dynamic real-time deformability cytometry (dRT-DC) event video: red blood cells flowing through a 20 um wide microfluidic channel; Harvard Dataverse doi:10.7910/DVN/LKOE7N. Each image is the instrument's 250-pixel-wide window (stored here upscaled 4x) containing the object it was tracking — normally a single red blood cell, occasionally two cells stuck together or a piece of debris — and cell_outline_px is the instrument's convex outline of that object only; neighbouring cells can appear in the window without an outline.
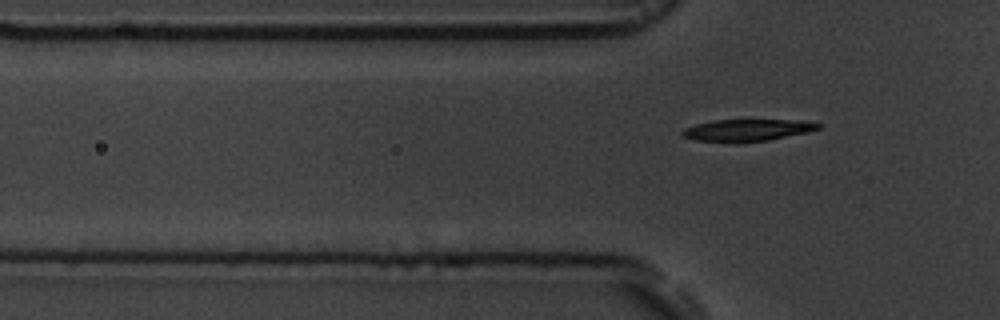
{"species": "common noctule bat (a hibernating species)", "species_latin": "Nyctalus noctula", "temperature_condition": "room temperature", "stored_images_in_passage": 7, "camera_frame_rate_fps": 3000, "um_per_image_px": 0.085, "animal": {"sex": "male", "body_mass_g": 19.5, "forearm_length_mm": 54.6}, "frame": {"image": 1, "passage_image": 7, "time_ms": 7.667, "image_size_px": [1000, 320], "cell_outline_px": [[820, 128], [808, 132], [768, 140], [696, 140], [684, 136], [680, 132], [684, 128], [696, 124], [712, 120], [800, 120], [820, 124]], "centroid_in_image_um": [63.54, 11.02], "position_along_channel_um": 62.3, "area_um2": 16.53}}